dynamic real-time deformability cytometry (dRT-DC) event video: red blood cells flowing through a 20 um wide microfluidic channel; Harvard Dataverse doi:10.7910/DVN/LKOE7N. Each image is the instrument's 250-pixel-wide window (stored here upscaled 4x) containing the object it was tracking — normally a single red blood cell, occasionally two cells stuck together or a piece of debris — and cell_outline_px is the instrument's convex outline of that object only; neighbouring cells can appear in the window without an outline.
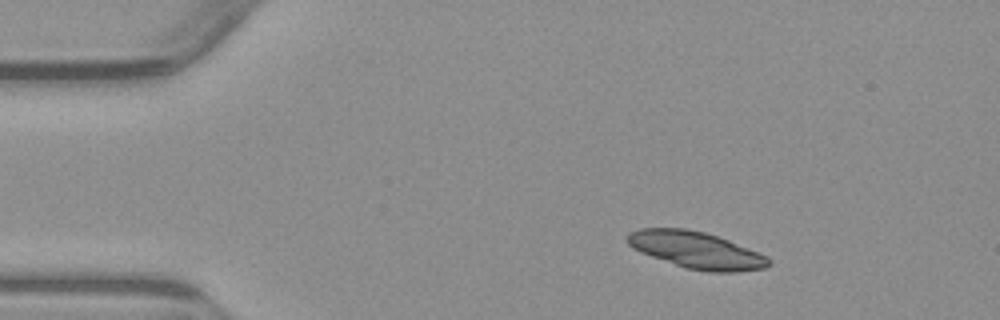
{"species": "common noctule bat (a hibernating species)", "species_latin": "Nyctalus noctula", "temperature_condition": "warm", "stored_images_in_passage": 3, "camera_frame_rate_fps": 3000, "um_per_image_px": 0.085, "animal": {"sex": "male", "body_mass_g": 23.1, "forearm_length_mm": 52.7}, "frame": {"image": 1, "passage_image": 2, "time_ms": 1.0, "image_size_px": [1000, 320], "cell_outline_px": [[772, 264], [764, 268], [736, 272], [708, 272], [684, 268], [640, 252], [632, 248], [624, 240], [624, 236], [628, 232], [640, 228], [684, 228], [704, 232], [728, 240], [768, 256], [772, 260]], "centroid_in_image_um": [59.14, 21.26], "position_along_channel_um": 25.9, "area_um2": 30.58}}